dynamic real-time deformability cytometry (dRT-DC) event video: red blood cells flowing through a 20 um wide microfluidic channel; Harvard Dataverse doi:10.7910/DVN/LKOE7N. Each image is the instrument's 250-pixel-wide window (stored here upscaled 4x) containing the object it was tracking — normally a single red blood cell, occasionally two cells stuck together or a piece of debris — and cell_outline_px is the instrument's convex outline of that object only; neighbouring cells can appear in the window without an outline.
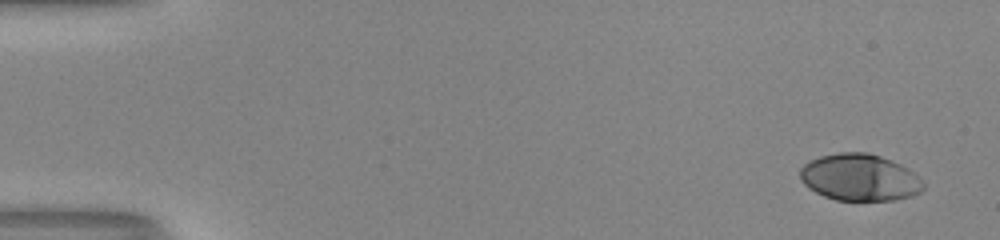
{"species": "human", "species_latin": "Homo sapiens", "temperature_condition": "room temperature", "stored_images_in_passage": 52, "camera_frame_rate_fps": 3000, "um_per_image_px": 0.085, "donor": {"sex": "male"}, "frame": {"image": 1, "passage_image": 1, "time_ms": 0.0, "image_size_px": [1000, 240], "cell_outline_px": [[924, 188], [920, 192], [912, 196], [892, 200], [836, 200], [824, 196], [808, 188], [800, 180], [800, 168], [804, 164], [820, 156], [840, 152], [868, 152], [892, 160], [908, 168], [924, 180]], "centroid_in_image_um": [73.09, 15.08], "position_along_channel_um": 11.9, "area_um2": 33.81}}
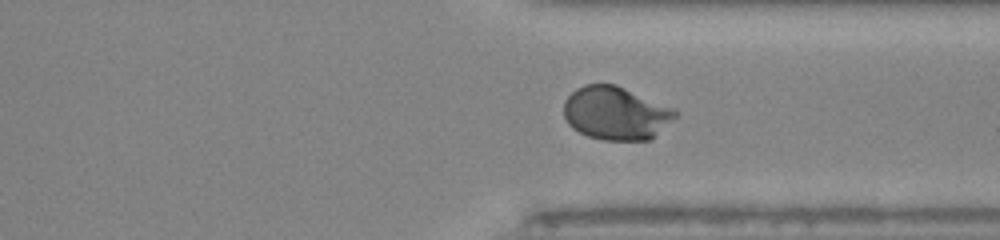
{"frame": {"image": 2, "passage_image": 39, "time_ms": 12.667, "image_size_px": [1000, 240], "cell_outline_px": [[680, 112], [676, 116], [648, 140], [604, 140], [588, 136], [572, 128], [568, 124], [564, 116], [564, 100], [576, 88], [584, 84], [616, 84], [676, 108]], "centroid_in_image_um": [52.34, 9.6], "position_along_channel_um": 359.1, "area_um2": 34.68}}
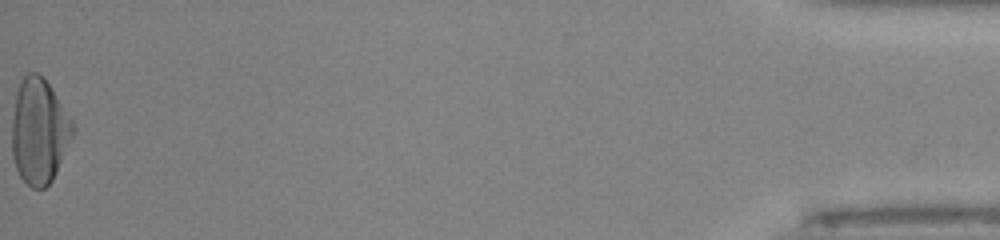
{"frame": {"image": 3, "passage_image": 52, "time_ms": 17.0, "image_size_px": [1000, 240], "cell_outline_px": [[76, 128], [56, 172], [52, 180], [44, 188], [32, 188], [20, 176], [16, 168], [12, 156], [12, 116], [16, 92], [20, 80], [28, 72], [36, 72], [44, 76], [72, 120]], "centroid_in_image_um": [3.32, 11.11], "position_along_channel_um": 431.9, "area_um2": 37.4}, "authors_computed_cell_mechanics": {"area_um2": 33.9864, "velocity_mm_per_s": 3.9932, "shape_relaxation_time_tau1_ms": 3.5336, "shape_relaxation_time_tau2_ms": null, "deformation_change_tau1": 0.1908, "deformation_change_tau2": null}}